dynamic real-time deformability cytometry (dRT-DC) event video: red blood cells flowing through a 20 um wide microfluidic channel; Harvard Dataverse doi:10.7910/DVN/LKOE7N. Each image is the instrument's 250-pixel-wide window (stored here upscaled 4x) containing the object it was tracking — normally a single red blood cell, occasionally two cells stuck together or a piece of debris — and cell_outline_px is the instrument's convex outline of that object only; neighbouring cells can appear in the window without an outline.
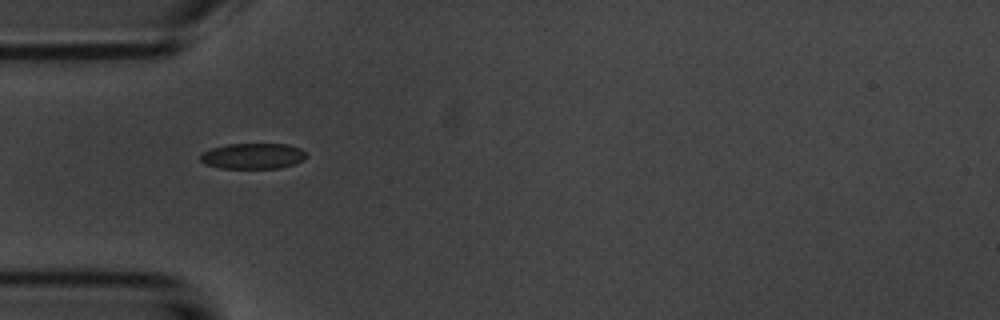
{"species": "common noctule bat (a hibernating species)", "species_latin": "Nyctalus noctula", "temperature_condition": "room temperature", "stored_images_in_passage": 4, "camera_frame_rate_fps": 3000, "um_per_image_px": 0.085, "animal": {"sex": "male", "body_mass_g": 20.1, "forearm_length_mm": 53.5}, "frame": {"image": 1, "passage_image": 1, "time_ms": 0.0, "image_size_px": [1000, 320], "cell_outline_px": [[308, 156], [304, 160], [280, 168], [220, 168], [204, 164], [200, 160], [200, 156], [204, 152], [212, 148], [228, 144], [288, 144], [300, 148]], "centroid_in_image_um": [21.5, 13.26], "position_along_channel_um": 63.5, "area_um2": 15.84}}
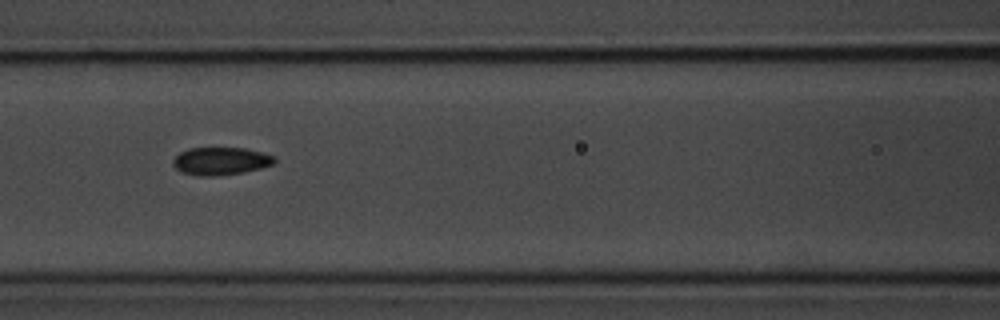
{"frame": {"image": 2, "passage_image": 3, "time_ms": 2.333, "image_size_px": [1000, 320], "cell_outline_px": [[276, 160], [272, 164], [260, 168], [244, 172], [216, 176], [200, 176], [180, 172], [172, 164], [172, 160], [180, 152], [188, 148], [244, 148], [260, 152], [272, 156]], "centroid_in_image_um": [18.7, 13.7], "position_along_channel_um": 147.9, "area_um2": 16.3}}
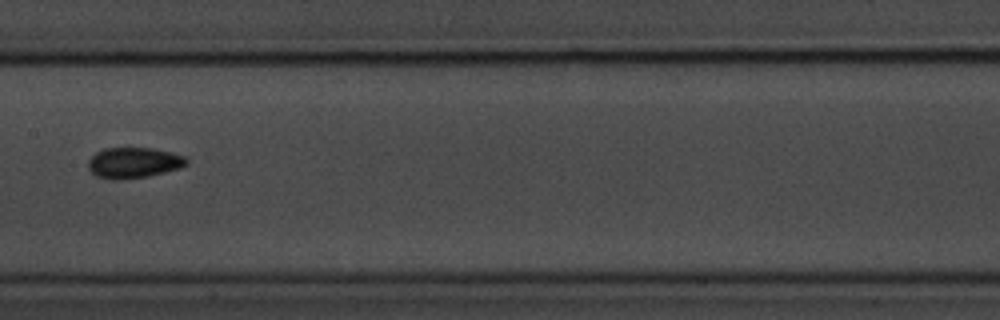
{"frame": {"image": 3, "passage_image": 4, "time_ms": 3.667, "image_size_px": [1000, 320], "cell_outline_px": [[188, 164], [180, 168], [164, 172], [144, 176], [116, 180], [112, 180], [96, 176], [88, 168], [88, 160], [96, 152], [104, 148], [152, 148], [184, 156], [188, 160]], "centroid_in_image_um": [11.33, 13.83], "position_along_channel_um": 196.1, "area_um2": 17.4}}